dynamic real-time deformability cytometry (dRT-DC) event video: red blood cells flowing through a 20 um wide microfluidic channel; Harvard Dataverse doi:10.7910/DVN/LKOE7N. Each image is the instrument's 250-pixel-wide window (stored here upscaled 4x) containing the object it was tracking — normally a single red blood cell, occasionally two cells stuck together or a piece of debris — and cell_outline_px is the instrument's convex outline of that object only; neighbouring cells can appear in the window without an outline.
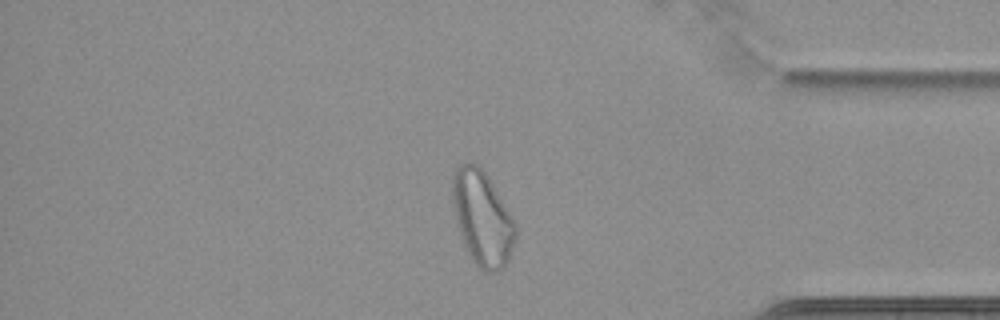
{"species": "common noctule bat (a hibernating species)", "species_latin": "Nyctalus noctula", "temperature_condition": "cold", "stored_images_in_passage": 66, "camera_frame_rate_fps": 3000, "um_per_image_px": 0.085, "animal": {"sex": "female", "body_mass_g": 22.7, "forearm_length_mm": 54.2}, "frame": {"image": 1, "passage_image": 57, "time_ms": 18.667, "image_size_px": [1000, 320], "cell_outline_px": [[516, 236], [508, 260], [504, 268], [500, 272], [484, 272], [472, 260], [464, 244], [456, 220], [452, 204], [452, 176], [456, 168], [460, 164], [468, 160], [476, 164], [484, 172], [492, 184], [512, 216], [516, 224]], "centroid_in_image_um": [40.99, 18.55], "position_along_channel_um": 394.2, "area_um2": 34.62}}